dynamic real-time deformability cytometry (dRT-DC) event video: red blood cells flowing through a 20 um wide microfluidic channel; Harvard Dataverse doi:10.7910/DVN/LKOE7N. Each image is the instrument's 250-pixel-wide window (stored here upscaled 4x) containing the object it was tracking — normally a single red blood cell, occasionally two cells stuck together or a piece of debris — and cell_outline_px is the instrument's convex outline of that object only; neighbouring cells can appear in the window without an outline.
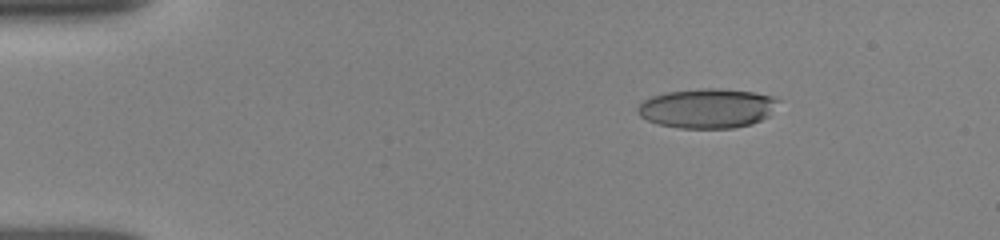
{"species": "human", "species_latin": "Homo sapiens", "temperature_condition": "room temperature", "stored_images_in_passage": 50, "camera_frame_rate_fps": 3000, "um_per_image_px": 0.085, "donor": {"sex": "female"}, "frame": {"image": 1, "passage_image": 1, "time_ms": 0.0, "image_size_px": [1000, 240], "cell_outline_px": [[784, 100], [768, 116], [752, 124], [732, 128], [680, 128], [660, 124], [648, 120], [640, 116], [636, 112], [636, 108], [644, 100], [652, 96], [668, 92], [704, 88], [716, 88], [752, 92], [772, 96]], "centroid_in_image_um": [60.16, 9.2], "position_along_channel_um": 24.8, "area_um2": 32.48}}
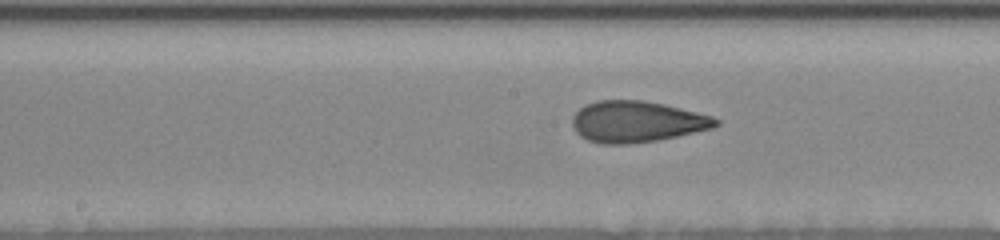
{"frame": {"image": 2, "passage_image": 25, "time_ms": 6.333, "image_size_px": [1000, 240], "cell_outline_px": [[720, 124], [712, 128], [660, 140], [628, 144], [600, 144], [588, 140], [580, 136], [576, 132], [572, 124], [572, 116], [580, 108], [596, 100], [644, 100], [664, 104], [712, 116], [720, 120]], "centroid_in_image_um": [54.12, 10.35], "position_along_channel_um": 194.1, "area_um2": 34.56}}
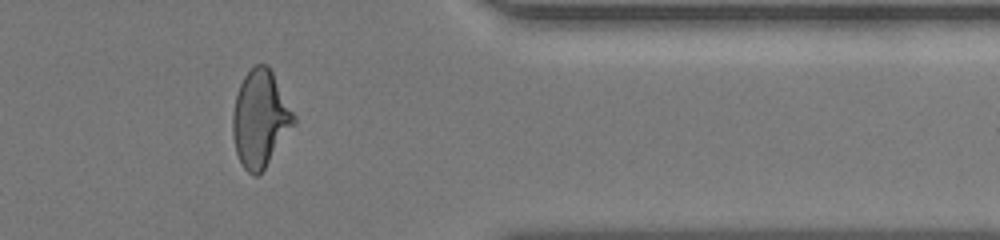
{"frame": {"image": 3, "passage_image": 41, "time_ms": 11.667, "image_size_px": [1000, 240], "cell_outline_px": [[296, 124], [264, 168], [256, 176], [252, 176], [244, 168], [236, 152], [232, 136], [232, 112], [236, 96], [240, 84], [244, 76], [256, 64], [268, 64], [296, 116]], "centroid_in_image_um": [22.12, 10.09], "position_along_channel_um": 389.3, "area_um2": 34.39}, "authors_computed_cell_mechanics": {"area_um2": 33.8419, "velocity_mm_per_s": 3.922, "shape_relaxation_time_tau1_ms": 8.496, "shape_relaxation_time_tau2_ms": 1.2063, "deformation_change_tau1": 0.2507, "deformation_change_tau2": 0.0867}}